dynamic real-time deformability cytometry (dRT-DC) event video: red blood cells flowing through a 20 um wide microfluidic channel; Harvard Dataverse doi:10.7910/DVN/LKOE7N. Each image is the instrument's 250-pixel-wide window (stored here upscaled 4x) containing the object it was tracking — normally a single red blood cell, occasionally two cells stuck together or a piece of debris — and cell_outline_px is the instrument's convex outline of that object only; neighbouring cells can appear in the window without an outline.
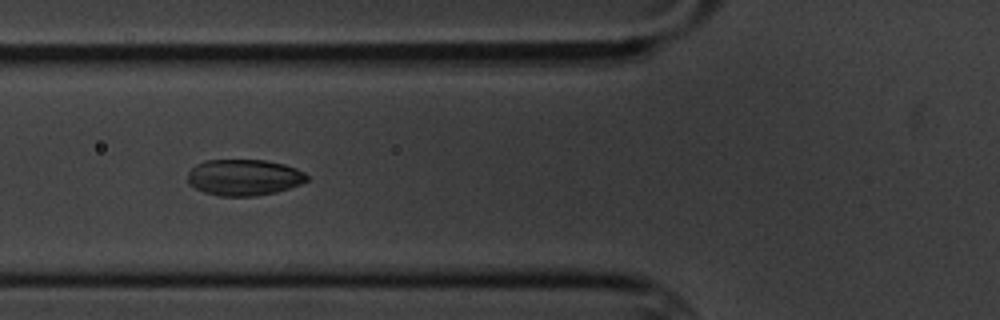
{"species": "common noctule bat (a hibernating species)", "species_latin": "Nyctalus noctula", "temperature_condition": "cold", "stored_images_in_passage": 6, "camera_frame_rate_fps": 3000, "um_per_image_px": 0.085, "animal": {"sex": "male", "body_mass_g": 20.1, "forearm_length_mm": 53.5}, "frame": {"image": 1, "passage_image": 5, "time_ms": 4.667, "image_size_px": [1000, 320], "cell_outline_px": [[308, 180], [300, 184], [276, 192], [256, 196], [220, 196], [204, 192], [188, 184], [188, 172], [196, 164], [204, 160], [264, 160], [284, 164], [296, 168], [304, 172], [308, 176]], "centroid_in_image_um": [20.73, 15.07], "position_along_channel_um": 105.1, "area_um2": 25.2}}
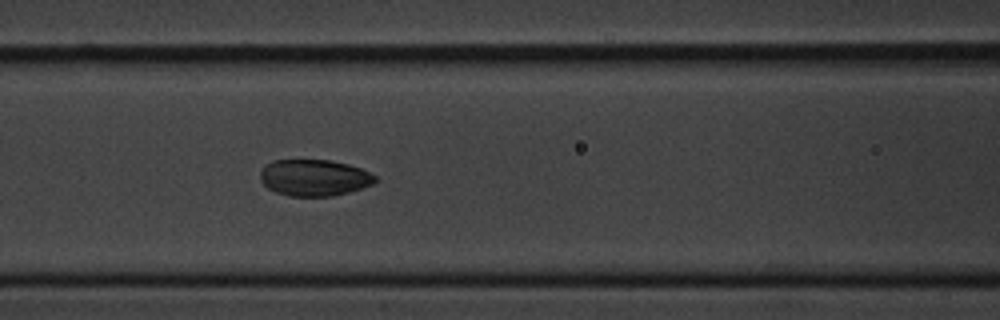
{"frame": {"image": 2, "passage_image": 6, "time_ms": 5.667, "image_size_px": [1000, 320], "cell_outline_px": [[376, 180], [372, 184], [348, 192], [332, 196], [288, 196], [276, 192], [268, 188], [260, 180], [260, 172], [272, 160], [332, 160], [348, 164], [360, 168], [376, 176]], "centroid_in_image_um": [26.69, 15.1], "position_along_channel_um": 139.9, "area_um2": 24.28}}